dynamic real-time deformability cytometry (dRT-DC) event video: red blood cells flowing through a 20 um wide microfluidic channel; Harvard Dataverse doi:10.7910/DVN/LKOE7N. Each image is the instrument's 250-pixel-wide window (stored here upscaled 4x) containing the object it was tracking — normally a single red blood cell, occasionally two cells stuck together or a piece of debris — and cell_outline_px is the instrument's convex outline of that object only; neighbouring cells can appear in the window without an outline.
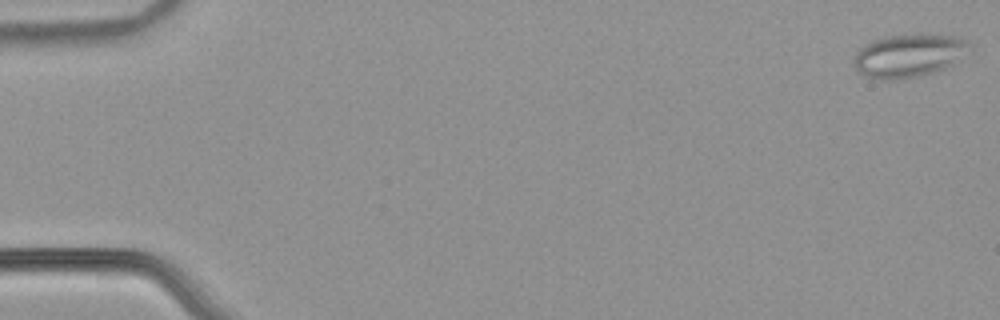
{"species": "common noctule bat (a hibernating species)", "species_latin": "Nyctalus noctula", "temperature_condition": "warm", "stored_images_in_passage": 15, "camera_frame_rate_fps": 3000, "um_per_image_px": 0.085, "animal": {"sex": "male", "body_mass_g": 21.5, "forearm_length_mm": 52.0}, "frame": {"image": 1, "passage_image": 1, "time_ms": 0.0, "image_size_px": [1000, 320], "cell_outline_px": [[972, 48], [952, 64], [944, 68], [920, 76], [896, 80], [872, 80], [864, 76], [856, 68], [852, 60], [856, 52], [860, 48], [872, 40], [888, 36], [920, 32], [956, 36], [968, 40], [972, 44]], "centroid_in_image_um": [77.25, 4.7], "position_along_channel_um": 7.7, "area_um2": 29.82}}